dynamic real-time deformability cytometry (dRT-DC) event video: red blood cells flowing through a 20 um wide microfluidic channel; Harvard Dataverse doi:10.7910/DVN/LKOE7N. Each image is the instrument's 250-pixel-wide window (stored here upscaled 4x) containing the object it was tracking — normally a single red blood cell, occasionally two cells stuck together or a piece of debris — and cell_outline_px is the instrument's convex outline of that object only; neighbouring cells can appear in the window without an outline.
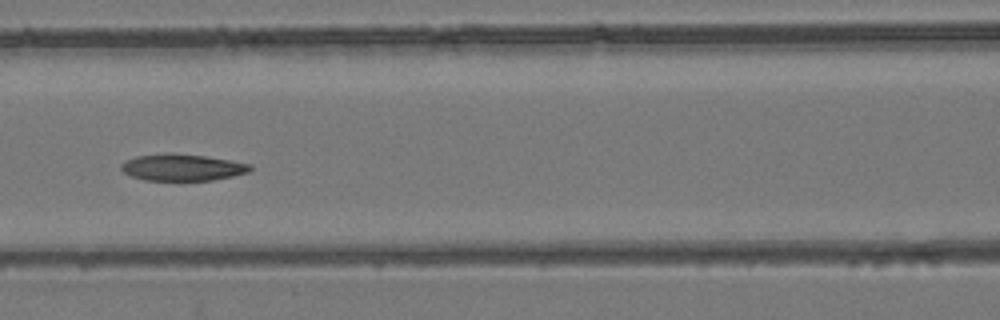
{"species": "common noctule bat (a hibernating species)", "species_latin": "Nyctalus noctula", "temperature_condition": "room temperature", "stored_images_in_passage": 7, "camera_frame_rate_fps": 3000, "um_per_image_px": 0.085, "animal": {"sex": "female", "body_mass_g": 24.6, "forearm_length_mm": 56.2}, "frame": {"image": 1, "passage_image": 7, "time_ms": 8.0, "image_size_px": [1000, 320], "cell_outline_px": [[252, 168], [248, 172], [232, 176], [212, 180], [144, 180], [132, 176], [124, 172], [120, 168], [120, 164], [136, 156], [204, 156], [252, 164]], "centroid_in_image_um": [15.53, 14.28], "position_along_channel_um": 151.1, "area_um2": 18.96}}